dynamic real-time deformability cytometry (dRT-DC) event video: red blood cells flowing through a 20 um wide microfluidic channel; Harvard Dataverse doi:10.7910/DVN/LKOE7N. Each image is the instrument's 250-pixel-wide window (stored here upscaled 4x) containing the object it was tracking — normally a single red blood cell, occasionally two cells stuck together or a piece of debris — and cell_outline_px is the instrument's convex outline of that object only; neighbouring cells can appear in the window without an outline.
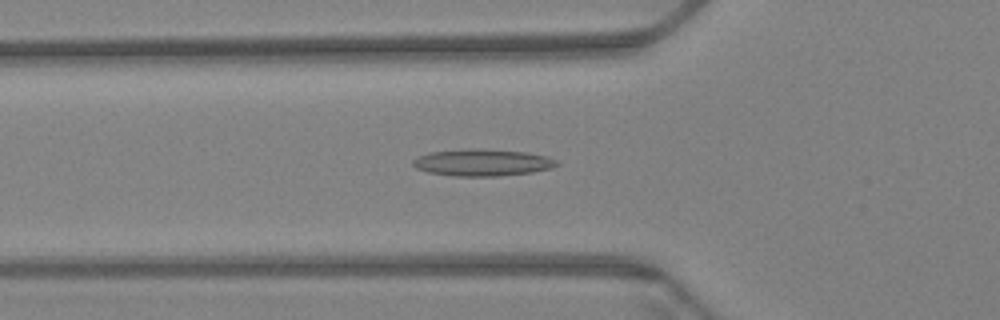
{"species": "Egyptian fruit bat (a non-hibernating species)", "species_latin": "Rousettus aegyptiacus", "temperature_condition": "warm", "stored_images_in_passage": 60, "camera_frame_rate_fps": 3000, "um_per_image_px": 0.085, "animal": {"sex": "female"}, "frame": {"image": 1, "passage_image": 21, "time_ms": 6.667, "image_size_px": [1000, 320], "cell_outline_px": [[560, 164], [552, 168], [532, 172], [500, 176], [456, 176], [428, 172], [416, 168], [412, 164], [412, 160], [428, 152], [468, 148], [472, 148], [528, 152], [548, 156], [556, 160]], "centroid_in_image_um": [41.02, 13.81], "position_along_channel_um": 84.8, "area_um2": 22.66}}
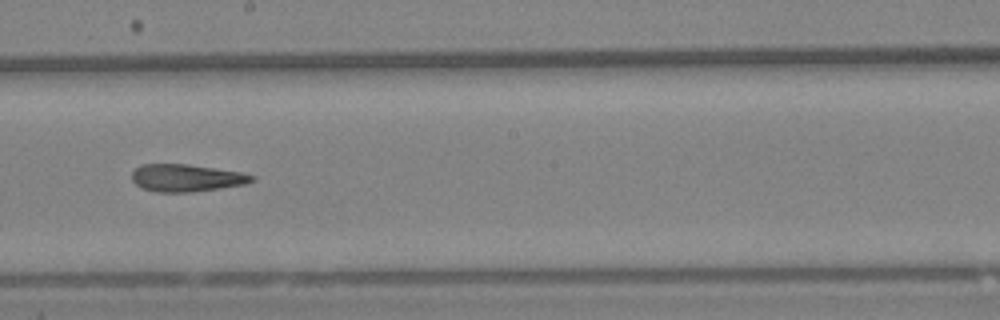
{"frame": {"image": 2, "passage_image": 34, "time_ms": 11.0, "image_size_px": [1000, 320], "cell_outline_px": [[256, 180], [244, 184], [220, 188], [192, 192], [156, 192], [140, 188], [132, 180], [132, 172], [140, 164], [188, 164], [240, 172], [256, 176]], "centroid_in_image_um": [15.82, 15.12], "position_along_channel_um": 232.4, "area_um2": 19.19}}
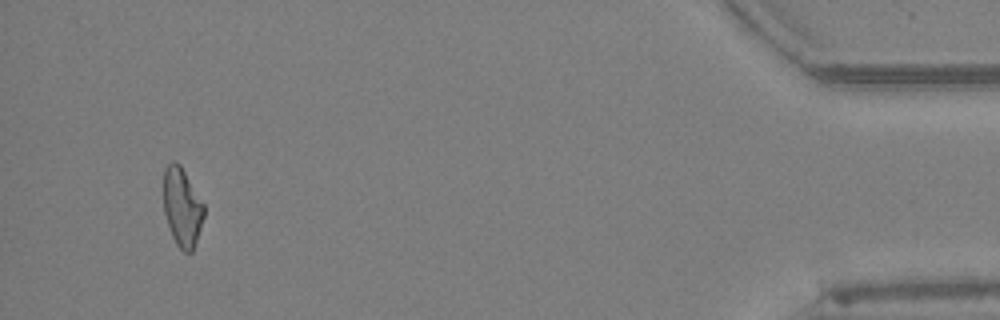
{"frame": {"image": 3, "passage_image": 57, "time_ms": 18.667, "image_size_px": [1000, 320], "cell_outline_px": [[204, 216], [192, 252], [184, 252], [176, 244], [172, 236], [164, 212], [164, 168], [172, 160], [176, 160], [180, 164], [204, 204]], "centroid_in_image_um": [15.47, 17.58], "position_along_channel_um": 419.7, "area_um2": 18.38}, "authors_computed_cell_mechanics": {"area_um2": 19.8254, "velocity_mm_per_s": 3.4073, "shape_relaxation_time_tau1_ms": null, "shape_relaxation_time_tau2_ms": 4.879, "deformation_change_tau1": null, "deformation_change_tau2": 0.1629}}